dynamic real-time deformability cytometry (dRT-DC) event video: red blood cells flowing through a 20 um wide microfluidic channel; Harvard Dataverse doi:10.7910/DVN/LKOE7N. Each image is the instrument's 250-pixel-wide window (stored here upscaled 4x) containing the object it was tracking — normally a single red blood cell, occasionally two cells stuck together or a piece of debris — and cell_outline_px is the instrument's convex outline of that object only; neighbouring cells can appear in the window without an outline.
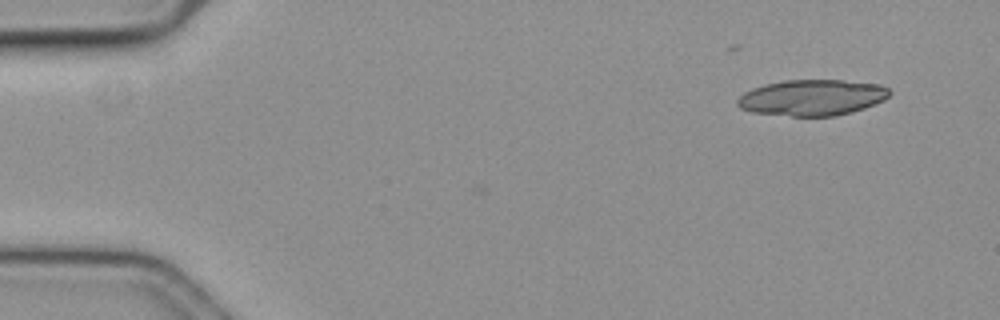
{"species": "common noctule bat (a hibernating species)", "species_latin": "Nyctalus noctula", "temperature_condition": "cold", "stored_images_in_passage": 4, "camera_frame_rate_fps": 3000, "um_per_image_px": 0.085, "animal": {"sex": "female", "body_mass_g": 19.3, "forearm_length_mm": 54.1}, "frame": {"image": 1, "passage_image": 1, "time_ms": 0.0, "image_size_px": [1000, 320], "cell_outline_px": [[892, 92], [884, 100], [864, 108], [852, 112], [836, 116], [792, 116], [752, 112], [740, 108], [736, 104], [736, 100], [744, 92], [752, 88], [764, 84], [784, 80], [844, 80], [880, 84], [888, 88]], "centroid_in_image_um": [69.03, 8.29], "position_along_channel_um": 16.0, "area_um2": 32.08}}